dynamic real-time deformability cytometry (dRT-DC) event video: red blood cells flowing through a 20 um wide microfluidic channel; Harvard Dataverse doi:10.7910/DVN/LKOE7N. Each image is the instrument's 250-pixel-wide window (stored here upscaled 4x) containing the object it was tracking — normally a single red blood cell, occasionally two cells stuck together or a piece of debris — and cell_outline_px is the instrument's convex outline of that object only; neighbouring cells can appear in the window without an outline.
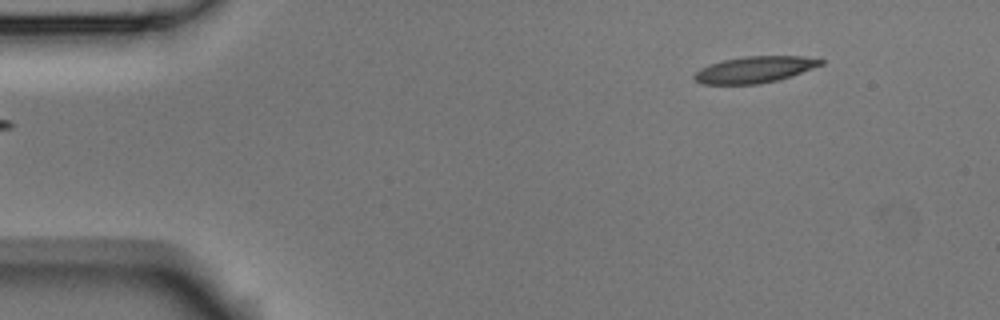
{"species": "Egyptian fruit bat (a non-hibernating species)", "species_latin": "Rousettus aegyptiacus", "temperature_condition": "room temperature", "stored_images_in_passage": 5, "segment_of_instrument_passage": [2, 2], "camera_frame_rate_fps": 3000, "um_per_image_px": 0.085, "animal": {"sex": "male"}, "frame": {"image": 1, "passage_image": 5, "time_ms": 1.333, "image_size_px": [1000, 320], "cell_outline_px": [[824, 64], [776, 80], [756, 84], [700, 84], [692, 76], [700, 68], [708, 64], [724, 60], [744, 56], [800, 56], [824, 60]], "centroid_in_image_um": [64.08, 5.91], "position_along_channel_um": 20.9, "area_um2": 19.19}}